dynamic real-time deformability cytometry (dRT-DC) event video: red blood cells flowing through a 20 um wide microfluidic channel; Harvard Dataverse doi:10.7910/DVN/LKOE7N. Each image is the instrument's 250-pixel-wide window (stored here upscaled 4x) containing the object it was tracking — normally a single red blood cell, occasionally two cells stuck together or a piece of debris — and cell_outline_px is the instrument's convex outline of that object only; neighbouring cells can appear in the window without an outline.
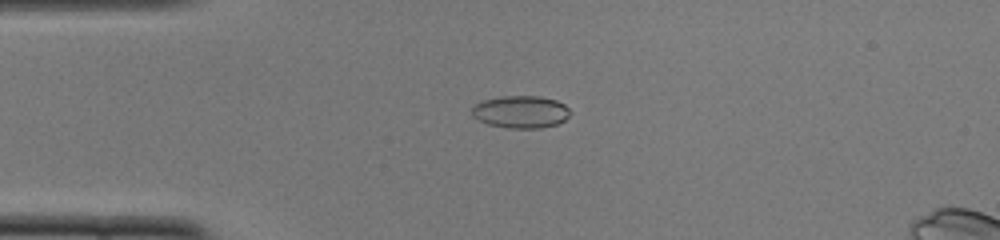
{"species": "common noctule bat (a hibernating species)", "species_latin": "Nyctalus noctula", "temperature_condition": "cold", "stored_images_in_passage": 50, "segment_of_instrument_passage": [1, 2], "camera_frame_rate_fps": 3000, "um_per_image_px": 0.085, "animal": {"sex": "female", "body_mass_g": 22.0, "forearm_length_mm": 56.7}, "frame": {"image": 1, "passage_image": 11, "time_ms": 3.333, "image_size_px": [1000, 240], "cell_outline_px": [[572, 112], [564, 120], [556, 124], [540, 128], [508, 128], [488, 124], [476, 120], [472, 116], [472, 108], [476, 104], [484, 100], [504, 96], [540, 96], [556, 100], [564, 104]], "centroid_in_image_um": [44.26, 9.51], "position_along_channel_um": 40.7, "area_um2": 18.55}}
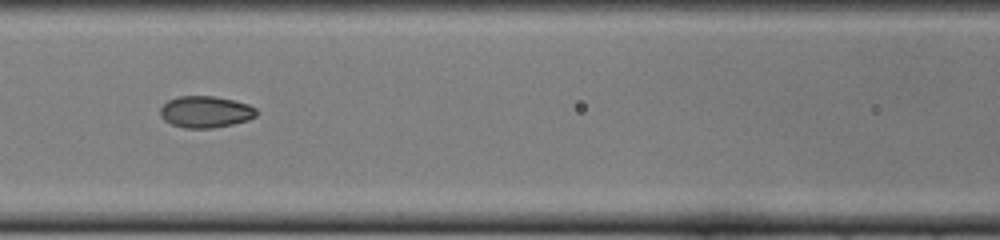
{"frame": {"image": 2, "passage_image": 21, "time_ms": 6.667, "image_size_px": [1000, 240], "cell_outline_px": [[256, 116], [248, 120], [232, 124], [212, 128], [184, 128], [172, 124], [164, 120], [160, 116], [160, 108], [168, 100], [176, 96], [216, 96], [248, 104], [256, 108]], "centroid_in_image_um": [17.45, 9.5], "position_along_channel_um": 149.2, "area_um2": 17.74}}
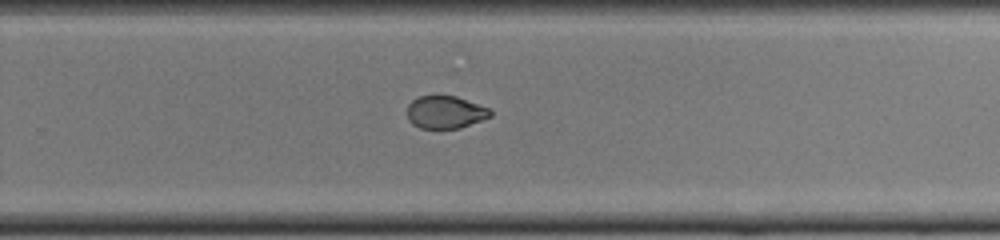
{"frame": {"image": 3, "passage_image": 32, "time_ms": 10.333, "image_size_px": [1000, 240], "cell_outline_px": [[492, 116], [460, 128], [420, 128], [412, 124], [408, 120], [408, 104], [412, 100], [420, 96], [456, 96], [488, 108], [492, 112]], "centroid_in_image_um": [37.84, 9.54], "position_along_channel_um": 292.0, "area_um2": 15.66}}